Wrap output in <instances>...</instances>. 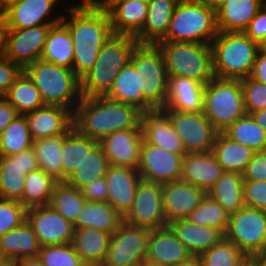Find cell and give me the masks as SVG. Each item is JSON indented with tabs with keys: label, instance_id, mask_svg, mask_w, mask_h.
<instances>
[{
	"label": "cell",
	"instance_id": "cell-1",
	"mask_svg": "<svg viewBox=\"0 0 266 266\" xmlns=\"http://www.w3.org/2000/svg\"><path fill=\"white\" fill-rule=\"evenodd\" d=\"M69 20L62 22L72 37L74 57L72 70L81 79L94 65L104 43L113 35L106 9L97 3L83 2L68 7ZM67 19V20H66Z\"/></svg>",
	"mask_w": 266,
	"mask_h": 266
},
{
	"label": "cell",
	"instance_id": "cell-2",
	"mask_svg": "<svg viewBox=\"0 0 266 266\" xmlns=\"http://www.w3.org/2000/svg\"><path fill=\"white\" fill-rule=\"evenodd\" d=\"M141 115L136 107L106 97H82L73 113V125L81 135L100 142L116 131L141 129Z\"/></svg>",
	"mask_w": 266,
	"mask_h": 266
},
{
	"label": "cell",
	"instance_id": "cell-3",
	"mask_svg": "<svg viewBox=\"0 0 266 266\" xmlns=\"http://www.w3.org/2000/svg\"><path fill=\"white\" fill-rule=\"evenodd\" d=\"M137 44L135 36L111 35L92 68L80 79L82 97H105Z\"/></svg>",
	"mask_w": 266,
	"mask_h": 266
},
{
	"label": "cell",
	"instance_id": "cell-4",
	"mask_svg": "<svg viewBox=\"0 0 266 266\" xmlns=\"http://www.w3.org/2000/svg\"><path fill=\"white\" fill-rule=\"evenodd\" d=\"M216 78L243 79L250 76L258 44L244 32H222L210 43Z\"/></svg>",
	"mask_w": 266,
	"mask_h": 266
},
{
	"label": "cell",
	"instance_id": "cell-5",
	"mask_svg": "<svg viewBox=\"0 0 266 266\" xmlns=\"http://www.w3.org/2000/svg\"><path fill=\"white\" fill-rule=\"evenodd\" d=\"M24 72L40 91L45 105H57L73 113L82 99L80 79L69 68L37 60L28 65Z\"/></svg>",
	"mask_w": 266,
	"mask_h": 266
},
{
	"label": "cell",
	"instance_id": "cell-6",
	"mask_svg": "<svg viewBox=\"0 0 266 266\" xmlns=\"http://www.w3.org/2000/svg\"><path fill=\"white\" fill-rule=\"evenodd\" d=\"M217 33L215 8L199 0H180L162 41L210 44Z\"/></svg>",
	"mask_w": 266,
	"mask_h": 266
},
{
	"label": "cell",
	"instance_id": "cell-7",
	"mask_svg": "<svg viewBox=\"0 0 266 266\" xmlns=\"http://www.w3.org/2000/svg\"><path fill=\"white\" fill-rule=\"evenodd\" d=\"M168 76H182L207 84L214 78L210 44L160 41Z\"/></svg>",
	"mask_w": 266,
	"mask_h": 266
},
{
	"label": "cell",
	"instance_id": "cell-8",
	"mask_svg": "<svg viewBox=\"0 0 266 266\" xmlns=\"http://www.w3.org/2000/svg\"><path fill=\"white\" fill-rule=\"evenodd\" d=\"M203 113L218 132L244 116L240 79L212 78L205 85Z\"/></svg>",
	"mask_w": 266,
	"mask_h": 266
},
{
	"label": "cell",
	"instance_id": "cell-9",
	"mask_svg": "<svg viewBox=\"0 0 266 266\" xmlns=\"http://www.w3.org/2000/svg\"><path fill=\"white\" fill-rule=\"evenodd\" d=\"M130 62L139 73L140 89L154 107L163 108L167 99L168 75L161 50L153 44H137Z\"/></svg>",
	"mask_w": 266,
	"mask_h": 266
},
{
	"label": "cell",
	"instance_id": "cell-10",
	"mask_svg": "<svg viewBox=\"0 0 266 266\" xmlns=\"http://www.w3.org/2000/svg\"><path fill=\"white\" fill-rule=\"evenodd\" d=\"M224 238L253 259L266 250V211L245 205L230 215Z\"/></svg>",
	"mask_w": 266,
	"mask_h": 266
},
{
	"label": "cell",
	"instance_id": "cell-11",
	"mask_svg": "<svg viewBox=\"0 0 266 266\" xmlns=\"http://www.w3.org/2000/svg\"><path fill=\"white\" fill-rule=\"evenodd\" d=\"M150 229L124 222L111 235L101 266H139L147 257Z\"/></svg>",
	"mask_w": 266,
	"mask_h": 266
},
{
	"label": "cell",
	"instance_id": "cell-12",
	"mask_svg": "<svg viewBox=\"0 0 266 266\" xmlns=\"http://www.w3.org/2000/svg\"><path fill=\"white\" fill-rule=\"evenodd\" d=\"M123 222L134 227L150 230L167 226L163 211L162 184L141 178L137 185L131 209Z\"/></svg>",
	"mask_w": 266,
	"mask_h": 266
},
{
	"label": "cell",
	"instance_id": "cell-13",
	"mask_svg": "<svg viewBox=\"0 0 266 266\" xmlns=\"http://www.w3.org/2000/svg\"><path fill=\"white\" fill-rule=\"evenodd\" d=\"M169 120L180 136L186 154L212 151L218 131L203 112L169 110Z\"/></svg>",
	"mask_w": 266,
	"mask_h": 266
},
{
	"label": "cell",
	"instance_id": "cell-14",
	"mask_svg": "<svg viewBox=\"0 0 266 266\" xmlns=\"http://www.w3.org/2000/svg\"><path fill=\"white\" fill-rule=\"evenodd\" d=\"M184 156L143 141L137 171L142 179L154 183L163 184L180 180Z\"/></svg>",
	"mask_w": 266,
	"mask_h": 266
},
{
	"label": "cell",
	"instance_id": "cell-15",
	"mask_svg": "<svg viewBox=\"0 0 266 266\" xmlns=\"http://www.w3.org/2000/svg\"><path fill=\"white\" fill-rule=\"evenodd\" d=\"M58 0H13L0 8V18L7 29H25L40 25H55L63 19V14L47 20Z\"/></svg>",
	"mask_w": 266,
	"mask_h": 266
},
{
	"label": "cell",
	"instance_id": "cell-16",
	"mask_svg": "<svg viewBox=\"0 0 266 266\" xmlns=\"http://www.w3.org/2000/svg\"><path fill=\"white\" fill-rule=\"evenodd\" d=\"M26 220L41 247L70 244L73 241L74 225L49 205L27 209Z\"/></svg>",
	"mask_w": 266,
	"mask_h": 266
},
{
	"label": "cell",
	"instance_id": "cell-17",
	"mask_svg": "<svg viewBox=\"0 0 266 266\" xmlns=\"http://www.w3.org/2000/svg\"><path fill=\"white\" fill-rule=\"evenodd\" d=\"M51 26L7 29L6 58L18 64L23 70L39 60Z\"/></svg>",
	"mask_w": 266,
	"mask_h": 266
},
{
	"label": "cell",
	"instance_id": "cell-18",
	"mask_svg": "<svg viewBox=\"0 0 266 266\" xmlns=\"http://www.w3.org/2000/svg\"><path fill=\"white\" fill-rule=\"evenodd\" d=\"M142 139L172 153L185 155V149L169 120V110L154 108L142 113L140 120Z\"/></svg>",
	"mask_w": 266,
	"mask_h": 266
},
{
	"label": "cell",
	"instance_id": "cell-19",
	"mask_svg": "<svg viewBox=\"0 0 266 266\" xmlns=\"http://www.w3.org/2000/svg\"><path fill=\"white\" fill-rule=\"evenodd\" d=\"M206 192L183 180L162 184L163 211L167 224L180 219H187L199 206Z\"/></svg>",
	"mask_w": 266,
	"mask_h": 266
},
{
	"label": "cell",
	"instance_id": "cell-20",
	"mask_svg": "<svg viewBox=\"0 0 266 266\" xmlns=\"http://www.w3.org/2000/svg\"><path fill=\"white\" fill-rule=\"evenodd\" d=\"M142 142L141 129H125L107 135L99 144L111 166L137 169Z\"/></svg>",
	"mask_w": 266,
	"mask_h": 266
},
{
	"label": "cell",
	"instance_id": "cell-21",
	"mask_svg": "<svg viewBox=\"0 0 266 266\" xmlns=\"http://www.w3.org/2000/svg\"><path fill=\"white\" fill-rule=\"evenodd\" d=\"M33 140L65 135L73 127V112L62 106L45 105L25 114Z\"/></svg>",
	"mask_w": 266,
	"mask_h": 266
},
{
	"label": "cell",
	"instance_id": "cell-22",
	"mask_svg": "<svg viewBox=\"0 0 266 266\" xmlns=\"http://www.w3.org/2000/svg\"><path fill=\"white\" fill-rule=\"evenodd\" d=\"M107 202L124 217L131 209L141 176L137 169L109 166L105 175Z\"/></svg>",
	"mask_w": 266,
	"mask_h": 266
},
{
	"label": "cell",
	"instance_id": "cell-23",
	"mask_svg": "<svg viewBox=\"0 0 266 266\" xmlns=\"http://www.w3.org/2000/svg\"><path fill=\"white\" fill-rule=\"evenodd\" d=\"M192 258V254L168 226L150 230L147 261L164 266H180Z\"/></svg>",
	"mask_w": 266,
	"mask_h": 266
},
{
	"label": "cell",
	"instance_id": "cell-24",
	"mask_svg": "<svg viewBox=\"0 0 266 266\" xmlns=\"http://www.w3.org/2000/svg\"><path fill=\"white\" fill-rule=\"evenodd\" d=\"M113 34L136 36L147 16V0L104 1Z\"/></svg>",
	"mask_w": 266,
	"mask_h": 266
},
{
	"label": "cell",
	"instance_id": "cell-25",
	"mask_svg": "<svg viewBox=\"0 0 266 266\" xmlns=\"http://www.w3.org/2000/svg\"><path fill=\"white\" fill-rule=\"evenodd\" d=\"M205 84L182 76H168L166 110L203 112Z\"/></svg>",
	"mask_w": 266,
	"mask_h": 266
},
{
	"label": "cell",
	"instance_id": "cell-26",
	"mask_svg": "<svg viewBox=\"0 0 266 266\" xmlns=\"http://www.w3.org/2000/svg\"><path fill=\"white\" fill-rule=\"evenodd\" d=\"M223 172L222 166L218 163L212 151L188 153L183 158L181 180L207 193Z\"/></svg>",
	"mask_w": 266,
	"mask_h": 266
},
{
	"label": "cell",
	"instance_id": "cell-27",
	"mask_svg": "<svg viewBox=\"0 0 266 266\" xmlns=\"http://www.w3.org/2000/svg\"><path fill=\"white\" fill-rule=\"evenodd\" d=\"M167 226L182 242L193 257H199L203 252L218 244L224 234L214 227L196 225L188 219L175 220Z\"/></svg>",
	"mask_w": 266,
	"mask_h": 266
},
{
	"label": "cell",
	"instance_id": "cell-28",
	"mask_svg": "<svg viewBox=\"0 0 266 266\" xmlns=\"http://www.w3.org/2000/svg\"><path fill=\"white\" fill-rule=\"evenodd\" d=\"M263 5V0H224L215 8L218 31L244 32Z\"/></svg>",
	"mask_w": 266,
	"mask_h": 266
},
{
	"label": "cell",
	"instance_id": "cell-29",
	"mask_svg": "<svg viewBox=\"0 0 266 266\" xmlns=\"http://www.w3.org/2000/svg\"><path fill=\"white\" fill-rule=\"evenodd\" d=\"M180 0H147V16L142 30L135 36L138 44L156 45L166 37L169 22Z\"/></svg>",
	"mask_w": 266,
	"mask_h": 266
},
{
	"label": "cell",
	"instance_id": "cell-30",
	"mask_svg": "<svg viewBox=\"0 0 266 266\" xmlns=\"http://www.w3.org/2000/svg\"><path fill=\"white\" fill-rule=\"evenodd\" d=\"M116 102L136 107L142 113L154 109L140 89L139 73L129 61L114 79L110 92L105 96Z\"/></svg>",
	"mask_w": 266,
	"mask_h": 266
},
{
	"label": "cell",
	"instance_id": "cell-31",
	"mask_svg": "<svg viewBox=\"0 0 266 266\" xmlns=\"http://www.w3.org/2000/svg\"><path fill=\"white\" fill-rule=\"evenodd\" d=\"M111 234L92 227L74 228L72 245L87 266H101L110 242Z\"/></svg>",
	"mask_w": 266,
	"mask_h": 266
},
{
	"label": "cell",
	"instance_id": "cell-32",
	"mask_svg": "<svg viewBox=\"0 0 266 266\" xmlns=\"http://www.w3.org/2000/svg\"><path fill=\"white\" fill-rule=\"evenodd\" d=\"M40 248L37 235L27 220L0 236V249L11 264L20 259L38 257Z\"/></svg>",
	"mask_w": 266,
	"mask_h": 266
},
{
	"label": "cell",
	"instance_id": "cell-33",
	"mask_svg": "<svg viewBox=\"0 0 266 266\" xmlns=\"http://www.w3.org/2000/svg\"><path fill=\"white\" fill-rule=\"evenodd\" d=\"M74 46L67 26L61 21L52 25L44 46L41 60L72 69Z\"/></svg>",
	"mask_w": 266,
	"mask_h": 266
},
{
	"label": "cell",
	"instance_id": "cell-34",
	"mask_svg": "<svg viewBox=\"0 0 266 266\" xmlns=\"http://www.w3.org/2000/svg\"><path fill=\"white\" fill-rule=\"evenodd\" d=\"M212 153L222 166L223 171L243 174L255 151L231 140L223 132H218Z\"/></svg>",
	"mask_w": 266,
	"mask_h": 266
},
{
	"label": "cell",
	"instance_id": "cell-35",
	"mask_svg": "<svg viewBox=\"0 0 266 266\" xmlns=\"http://www.w3.org/2000/svg\"><path fill=\"white\" fill-rule=\"evenodd\" d=\"M243 176L237 172L224 171L221 177L207 192L229 215L245 206Z\"/></svg>",
	"mask_w": 266,
	"mask_h": 266
},
{
	"label": "cell",
	"instance_id": "cell-36",
	"mask_svg": "<svg viewBox=\"0 0 266 266\" xmlns=\"http://www.w3.org/2000/svg\"><path fill=\"white\" fill-rule=\"evenodd\" d=\"M123 217L108 202H86L74 228L92 227L113 234Z\"/></svg>",
	"mask_w": 266,
	"mask_h": 266
},
{
	"label": "cell",
	"instance_id": "cell-37",
	"mask_svg": "<svg viewBox=\"0 0 266 266\" xmlns=\"http://www.w3.org/2000/svg\"><path fill=\"white\" fill-rule=\"evenodd\" d=\"M98 143L96 140L81 135L74 127L64 135L61 151L62 181L70 177Z\"/></svg>",
	"mask_w": 266,
	"mask_h": 266
},
{
	"label": "cell",
	"instance_id": "cell-38",
	"mask_svg": "<svg viewBox=\"0 0 266 266\" xmlns=\"http://www.w3.org/2000/svg\"><path fill=\"white\" fill-rule=\"evenodd\" d=\"M3 97L10 102L18 114L25 115L45 106L40 91L23 71Z\"/></svg>",
	"mask_w": 266,
	"mask_h": 266
},
{
	"label": "cell",
	"instance_id": "cell-39",
	"mask_svg": "<svg viewBox=\"0 0 266 266\" xmlns=\"http://www.w3.org/2000/svg\"><path fill=\"white\" fill-rule=\"evenodd\" d=\"M58 181L43 170L37 169L26 174L22 199L19 201L26 209L48 206L53 188Z\"/></svg>",
	"mask_w": 266,
	"mask_h": 266
},
{
	"label": "cell",
	"instance_id": "cell-40",
	"mask_svg": "<svg viewBox=\"0 0 266 266\" xmlns=\"http://www.w3.org/2000/svg\"><path fill=\"white\" fill-rule=\"evenodd\" d=\"M26 173L20 166V152L0 156V198L20 201Z\"/></svg>",
	"mask_w": 266,
	"mask_h": 266
},
{
	"label": "cell",
	"instance_id": "cell-41",
	"mask_svg": "<svg viewBox=\"0 0 266 266\" xmlns=\"http://www.w3.org/2000/svg\"><path fill=\"white\" fill-rule=\"evenodd\" d=\"M63 142L64 135H56L36 139L32 145L39 169L51 175L58 182L62 181L61 151Z\"/></svg>",
	"mask_w": 266,
	"mask_h": 266
},
{
	"label": "cell",
	"instance_id": "cell-42",
	"mask_svg": "<svg viewBox=\"0 0 266 266\" xmlns=\"http://www.w3.org/2000/svg\"><path fill=\"white\" fill-rule=\"evenodd\" d=\"M86 202L81 190L66 181H59L53 188L49 206L75 225Z\"/></svg>",
	"mask_w": 266,
	"mask_h": 266
},
{
	"label": "cell",
	"instance_id": "cell-43",
	"mask_svg": "<svg viewBox=\"0 0 266 266\" xmlns=\"http://www.w3.org/2000/svg\"><path fill=\"white\" fill-rule=\"evenodd\" d=\"M110 164L101 145L98 143L66 182L79 190L93 180L105 177Z\"/></svg>",
	"mask_w": 266,
	"mask_h": 266
},
{
	"label": "cell",
	"instance_id": "cell-44",
	"mask_svg": "<svg viewBox=\"0 0 266 266\" xmlns=\"http://www.w3.org/2000/svg\"><path fill=\"white\" fill-rule=\"evenodd\" d=\"M223 133L231 140L258 152L266 150V132L254 121L250 114L237 119Z\"/></svg>",
	"mask_w": 266,
	"mask_h": 266
},
{
	"label": "cell",
	"instance_id": "cell-45",
	"mask_svg": "<svg viewBox=\"0 0 266 266\" xmlns=\"http://www.w3.org/2000/svg\"><path fill=\"white\" fill-rule=\"evenodd\" d=\"M33 141L25 115L19 114L1 134L0 156H10L28 150Z\"/></svg>",
	"mask_w": 266,
	"mask_h": 266
},
{
	"label": "cell",
	"instance_id": "cell-46",
	"mask_svg": "<svg viewBox=\"0 0 266 266\" xmlns=\"http://www.w3.org/2000/svg\"><path fill=\"white\" fill-rule=\"evenodd\" d=\"M229 218V213L206 194L199 206L190 213L187 219L196 225L219 229L224 234L229 225Z\"/></svg>",
	"mask_w": 266,
	"mask_h": 266
},
{
	"label": "cell",
	"instance_id": "cell-47",
	"mask_svg": "<svg viewBox=\"0 0 266 266\" xmlns=\"http://www.w3.org/2000/svg\"><path fill=\"white\" fill-rule=\"evenodd\" d=\"M198 258L203 266H242L249 259L235 244L225 238Z\"/></svg>",
	"mask_w": 266,
	"mask_h": 266
},
{
	"label": "cell",
	"instance_id": "cell-48",
	"mask_svg": "<svg viewBox=\"0 0 266 266\" xmlns=\"http://www.w3.org/2000/svg\"><path fill=\"white\" fill-rule=\"evenodd\" d=\"M38 257L45 266H87L72 243L41 247Z\"/></svg>",
	"mask_w": 266,
	"mask_h": 266
},
{
	"label": "cell",
	"instance_id": "cell-49",
	"mask_svg": "<svg viewBox=\"0 0 266 266\" xmlns=\"http://www.w3.org/2000/svg\"><path fill=\"white\" fill-rule=\"evenodd\" d=\"M246 114L266 108V84L247 77L240 80Z\"/></svg>",
	"mask_w": 266,
	"mask_h": 266
},
{
	"label": "cell",
	"instance_id": "cell-50",
	"mask_svg": "<svg viewBox=\"0 0 266 266\" xmlns=\"http://www.w3.org/2000/svg\"><path fill=\"white\" fill-rule=\"evenodd\" d=\"M26 210L19 201L0 198V236L20 226L26 220Z\"/></svg>",
	"mask_w": 266,
	"mask_h": 266
},
{
	"label": "cell",
	"instance_id": "cell-51",
	"mask_svg": "<svg viewBox=\"0 0 266 266\" xmlns=\"http://www.w3.org/2000/svg\"><path fill=\"white\" fill-rule=\"evenodd\" d=\"M243 194L246 206L266 211V180L244 181Z\"/></svg>",
	"mask_w": 266,
	"mask_h": 266
},
{
	"label": "cell",
	"instance_id": "cell-52",
	"mask_svg": "<svg viewBox=\"0 0 266 266\" xmlns=\"http://www.w3.org/2000/svg\"><path fill=\"white\" fill-rule=\"evenodd\" d=\"M242 176L244 181L266 180V150L254 153Z\"/></svg>",
	"mask_w": 266,
	"mask_h": 266
},
{
	"label": "cell",
	"instance_id": "cell-53",
	"mask_svg": "<svg viewBox=\"0 0 266 266\" xmlns=\"http://www.w3.org/2000/svg\"><path fill=\"white\" fill-rule=\"evenodd\" d=\"M23 71L18 64L11 60L7 58L0 59V97H3Z\"/></svg>",
	"mask_w": 266,
	"mask_h": 266
},
{
	"label": "cell",
	"instance_id": "cell-54",
	"mask_svg": "<svg viewBox=\"0 0 266 266\" xmlns=\"http://www.w3.org/2000/svg\"><path fill=\"white\" fill-rule=\"evenodd\" d=\"M87 202H107V183L104 177L93 180L81 189Z\"/></svg>",
	"mask_w": 266,
	"mask_h": 266
},
{
	"label": "cell",
	"instance_id": "cell-55",
	"mask_svg": "<svg viewBox=\"0 0 266 266\" xmlns=\"http://www.w3.org/2000/svg\"><path fill=\"white\" fill-rule=\"evenodd\" d=\"M244 33L257 44L266 37V4L262 6L256 16L249 22Z\"/></svg>",
	"mask_w": 266,
	"mask_h": 266
},
{
	"label": "cell",
	"instance_id": "cell-56",
	"mask_svg": "<svg viewBox=\"0 0 266 266\" xmlns=\"http://www.w3.org/2000/svg\"><path fill=\"white\" fill-rule=\"evenodd\" d=\"M13 105L4 97H0V137L6 127L18 116Z\"/></svg>",
	"mask_w": 266,
	"mask_h": 266
},
{
	"label": "cell",
	"instance_id": "cell-57",
	"mask_svg": "<svg viewBox=\"0 0 266 266\" xmlns=\"http://www.w3.org/2000/svg\"><path fill=\"white\" fill-rule=\"evenodd\" d=\"M249 77L257 82L266 84V54L260 53L258 51L252 72Z\"/></svg>",
	"mask_w": 266,
	"mask_h": 266
},
{
	"label": "cell",
	"instance_id": "cell-58",
	"mask_svg": "<svg viewBox=\"0 0 266 266\" xmlns=\"http://www.w3.org/2000/svg\"><path fill=\"white\" fill-rule=\"evenodd\" d=\"M20 166L26 174H29L31 171L37 170L38 164L35 157V152L31 147L28 150L20 152Z\"/></svg>",
	"mask_w": 266,
	"mask_h": 266
},
{
	"label": "cell",
	"instance_id": "cell-59",
	"mask_svg": "<svg viewBox=\"0 0 266 266\" xmlns=\"http://www.w3.org/2000/svg\"><path fill=\"white\" fill-rule=\"evenodd\" d=\"M7 27L0 18V59L6 58Z\"/></svg>",
	"mask_w": 266,
	"mask_h": 266
},
{
	"label": "cell",
	"instance_id": "cell-60",
	"mask_svg": "<svg viewBox=\"0 0 266 266\" xmlns=\"http://www.w3.org/2000/svg\"><path fill=\"white\" fill-rule=\"evenodd\" d=\"M254 121L266 132V108L250 113Z\"/></svg>",
	"mask_w": 266,
	"mask_h": 266
},
{
	"label": "cell",
	"instance_id": "cell-61",
	"mask_svg": "<svg viewBox=\"0 0 266 266\" xmlns=\"http://www.w3.org/2000/svg\"><path fill=\"white\" fill-rule=\"evenodd\" d=\"M12 266H45L39 257L24 258L15 261Z\"/></svg>",
	"mask_w": 266,
	"mask_h": 266
},
{
	"label": "cell",
	"instance_id": "cell-62",
	"mask_svg": "<svg viewBox=\"0 0 266 266\" xmlns=\"http://www.w3.org/2000/svg\"><path fill=\"white\" fill-rule=\"evenodd\" d=\"M253 260L258 266H266V250L257 254Z\"/></svg>",
	"mask_w": 266,
	"mask_h": 266
},
{
	"label": "cell",
	"instance_id": "cell-63",
	"mask_svg": "<svg viewBox=\"0 0 266 266\" xmlns=\"http://www.w3.org/2000/svg\"><path fill=\"white\" fill-rule=\"evenodd\" d=\"M205 5L212 7V8H217L224 0H199Z\"/></svg>",
	"mask_w": 266,
	"mask_h": 266
},
{
	"label": "cell",
	"instance_id": "cell-64",
	"mask_svg": "<svg viewBox=\"0 0 266 266\" xmlns=\"http://www.w3.org/2000/svg\"><path fill=\"white\" fill-rule=\"evenodd\" d=\"M180 266H203L198 257H193L190 261L181 264Z\"/></svg>",
	"mask_w": 266,
	"mask_h": 266
},
{
	"label": "cell",
	"instance_id": "cell-65",
	"mask_svg": "<svg viewBox=\"0 0 266 266\" xmlns=\"http://www.w3.org/2000/svg\"><path fill=\"white\" fill-rule=\"evenodd\" d=\"M0 266H12L9 260L4 256L1 249H0Z\"/></svg>",
	"mask_w": 266,
	"mask_h": 266
},
{
	"label": "cell",
	"instance_id": "cell-66",
	"mask_svg": "<svg viewBox=\"0 0 266 266\" xmlns=\"http://www.w3.org/2000/svg\"><path fill=\"white\" fill-rule=\"evenodd\" d=\"M258 50L260 53L266 54V37H264L259 43H258Z\"/></svg>",
	"mask_w": 266,
	"mask_h": 266
},
{
	"label": "cell",
	"instance_id": "cell-67",
	"mask_svg": "<svg viewBox=\"0 0 266 266\" xmlns=\"http://www.w3.org/2000/svg\"><path fill=\"white\" fill-rule=\"evenodd\" d=\"M141 266H164V265H160V264H157V263H153V262H150V261H147L145 260Z\"/></svg>",
	"mask_w": 266,
	"mask_h": 266
},
{
	"label": "cell",
	"instance_id": "cell-68",
	"mask_svg": "<svg viewBox=\"0 0 266 266\" xmlns=\"http://www.w3.org/2000/svg\"><path fill=\"white\" fill-rule=\"evenodd\" d=\"M243 266H258V265L256 264V262H255L253 259L249 258V259L243 264Z\"/></svg>",
	"mask_w": 266,
	"mask_h": 266
},
{
	"label": "cell",
	"instance_id": "cell-69",
	"mask_svg": "<svg viewBox=\"0 0 266 266\" xmlns=\"http://www.w3.org/2000/svg\"><path fill=\"white\" fill-rule=\"evenodd\" d=\"M10 1H13V0H0V8H1L4 4H6V3L10 2Z\"/></svg>",
	"mask_w": 266,
	"mask_h": 266
},
{
	"label": "cell",
	"instance_id": "cell-70",
	"mask_svg": "<svg viewBox=\"0 0 266 266\" xmlns=\"http://www.w3.org/2000/svg\"><path fill=\"white\" fill-rule=\"evenodd\" d=\"M83 2L97 3V0H84Z\"/></svg>",
	"mask_w": 266,
	"mask_h": 266
},
{
	"label": "cell",
	"instance_id": "cell-71",
	"mask_svg": "<svg viewBox=\"0 0 266 266\" xmlns=\"http://www.w3.org/2000/svg\"><path fill=\"white\" fill-rule=\"evenodd\" d=\"M105 1H132V0H105Z\"/></svg>",
	"mask_w": 266,
	"mask_h": 266
},
{
	"label": "cell",
	"instance_id": "cell-72",
	"mask_svg": "<svg viewBox=\"0 0 266 266\" xmlns=\"http://www.w3.org/2000/svg\"><path fill=\"white\" fill-rule=\"evenodd\" d=\"M105 0H97V4H102Z\"/></svg>",
	"mask_w": 266,
	"mask_h": 266
}]
</instances>
